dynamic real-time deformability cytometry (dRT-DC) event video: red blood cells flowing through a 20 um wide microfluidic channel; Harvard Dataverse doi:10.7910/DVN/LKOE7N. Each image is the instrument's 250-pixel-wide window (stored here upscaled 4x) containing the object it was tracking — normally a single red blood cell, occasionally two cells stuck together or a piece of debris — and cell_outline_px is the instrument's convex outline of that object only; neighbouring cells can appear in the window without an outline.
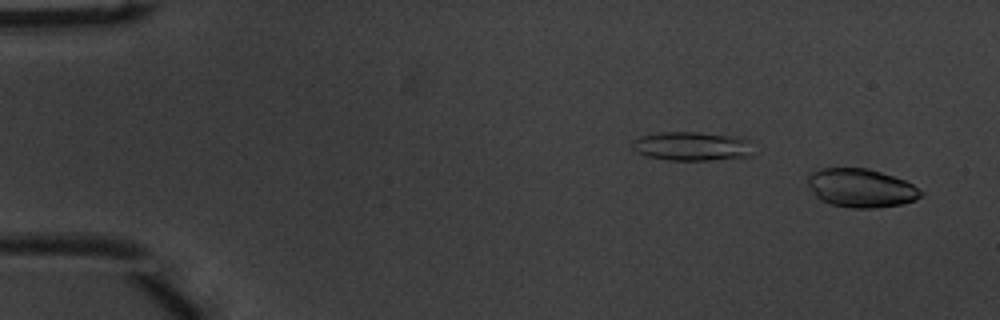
{"species": "common noctule bat (a hibernating species)", "species_latin": "Nyctalus noctula", "temperature_condition": "warm", "stored_images_in_passage": 51, "camera_frame_rate_fps": 3000, "um_per_image_px": 0.085, "animal": {"sex": "male", "body_mass_g": 20.1, "forearm_length_mm": 53.5}, "frame": {"image": 1, "passage_image": 2, "time_ms": 0.333, "image_size_px": [1000, 320], "cell_outline_px": [[924, 196], [916, 200], [900, 204], [872, 208], [852, 208], [832, 204], [820, 200], [816, 196], [808, 184], [808, 176], [812, 172], [820, 168], [868, 168], [904, 180], [912, 184], [924, 192]], "centroid_in_image_um": [73.2, 15.98], "position_along_channel_um": 11.8, "area_um2": 25.32}}
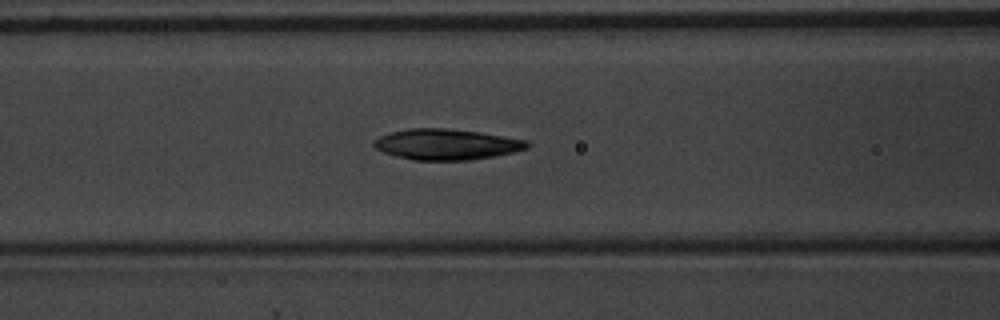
{"frame": {"image": 2, "passage_image": 21, "time_ms": 6.667, "image_size_px": [1000, 320], "cell_outline_px": [[532, 144], [528, 148], [512, 152], [492, 156], [468, 160], [412, 160], [396, 156], [384, 152], [376, 148], [372, 144], [372, 140], [388, 132], [408, 128], [448, 128], [480, 132], [528, 140]], "centroid_in_image_um": [37.93, 12.26], "position_along_channel_um": 128.7, "area_um2": 27.63}}
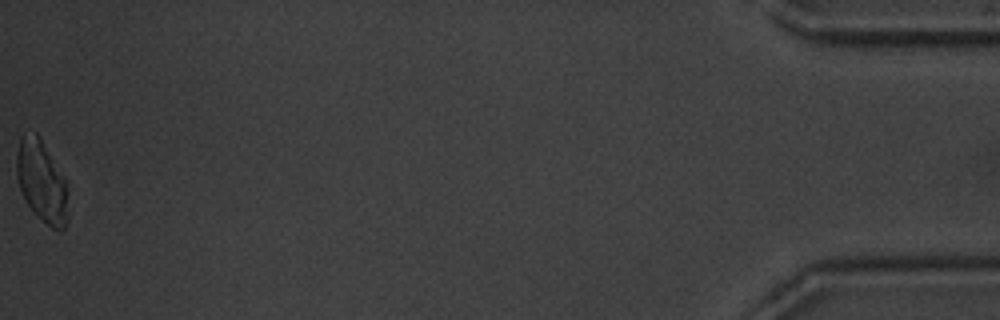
{"frame": {"image": 3, "passage_image": 51, "time_ms": 16.667, "image_size_px": [1000, 320], "cell_outline_px": [[68, 220], [64, 228], [60, 232], [52, 228], [36, 216], [28, 204], [20, 188], [16, 176], [16, 156], [20, 136], [36, 132], [40, 136], [64, 180], [68, 192]], "centroid_in_image_um": [3.55, 15.46], "position_along_channel_um": 431.7, "area_um2": 24.45}, "authors_computed_cell_mechanics": {"area_um2": 26.877, "velocity_mm_per_s": 3.9532, "shape_relaxation_time_tau1_ms": 2.9626, "shape_relaxation_time_tau2_ms": 7.1072, "deformation_change_tau1": 0.115, "deformation_change_tau2": 0.1451}}